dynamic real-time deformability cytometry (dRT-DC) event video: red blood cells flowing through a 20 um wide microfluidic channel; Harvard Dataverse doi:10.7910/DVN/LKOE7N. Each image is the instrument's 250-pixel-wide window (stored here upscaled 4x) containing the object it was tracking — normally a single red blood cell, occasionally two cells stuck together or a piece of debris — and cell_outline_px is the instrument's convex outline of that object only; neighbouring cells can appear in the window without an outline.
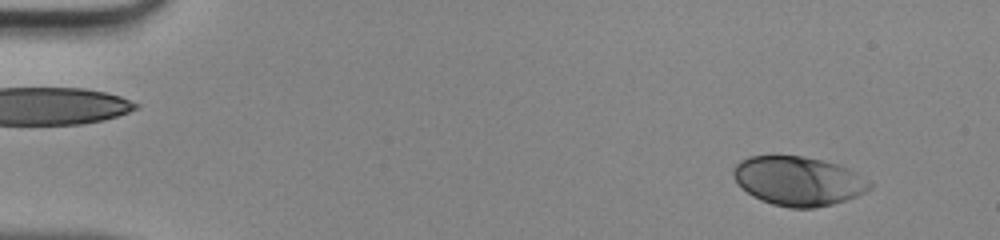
{"species": "human", "species_latin": "Homo sapiens", "temperature_condition": "room temperature", "stored_images_in_passage": 47, "camera_frame_rate_fps": 3000, "um_per_image_px": 0.085, "donor": {"sex": "male"}, "frame": {"image": 1, "passage_image": 4, "time_ms": 1.0, "image_size_px": [1000, 240], "cell_outline_px": [[872, 188], [856, 196], [832, 204], [812, 208], [788, 208], [772, 204], [760, 200], [752, 196], [732, 176], [732, 168], [740, 160], [748, 156], [804, 156], [840, 164], [856, 172], [872, 184]], "centroid_in_image_um": [67.84, 15.38], "position_along_channel_um": 17.2, "area_um2": 39.02}}
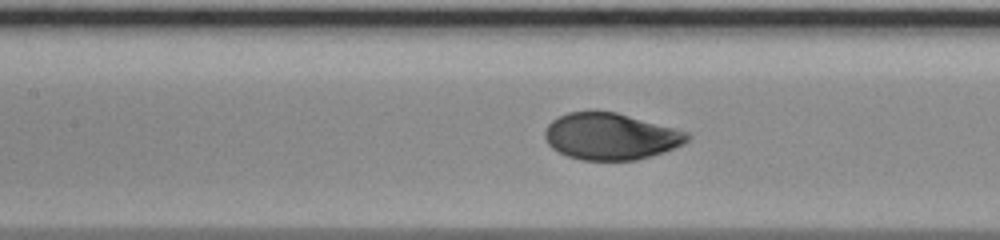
{"frame": {"image": 2, "passage_image": 22, "time_ms": 7.0, "image_size_px": [1000, 240], "cell_outline_px": [[692, 136], [684, 144], [664, 152], [636, 160], [580, 160], [568, 156], [552, 148], [548, 144], [544, 136], [544, 128], [552, 120], [568, 112], [592, 108], [596, 108], [616, 112], [676, 128], [688, 132]], "centroid_in_image_um": [51.89, 11.56], "position_along_channel_um": 155.5, "area_um2": 39.48}}
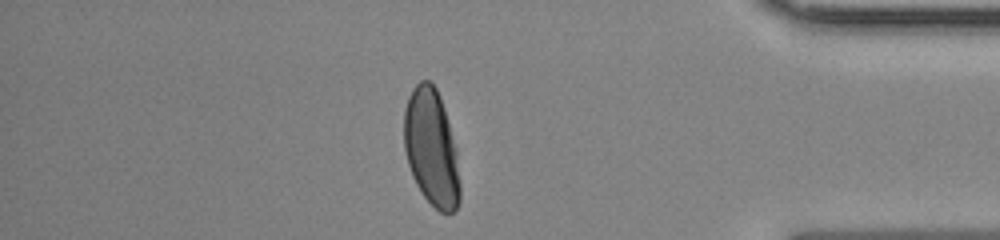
{"frame": {"image": 3, "passage_image": 41, "time_ms": 13.333, "image_size_px": [1000, 240], "cell_outline_px": [[460, 200], [456, 208], [452, 212], [440, 212], [420, 192], [412, 176], [408, 164], [404, 148], [404, 108], [408, 96], [412, 88], [420, 80], [432, 80], [440, 96], [456, 148], [460, 184]], "centroid_in_image_um": [36.66, 12.54], "position_along_channel_um": 398.5, "area_um2": 38.21}}